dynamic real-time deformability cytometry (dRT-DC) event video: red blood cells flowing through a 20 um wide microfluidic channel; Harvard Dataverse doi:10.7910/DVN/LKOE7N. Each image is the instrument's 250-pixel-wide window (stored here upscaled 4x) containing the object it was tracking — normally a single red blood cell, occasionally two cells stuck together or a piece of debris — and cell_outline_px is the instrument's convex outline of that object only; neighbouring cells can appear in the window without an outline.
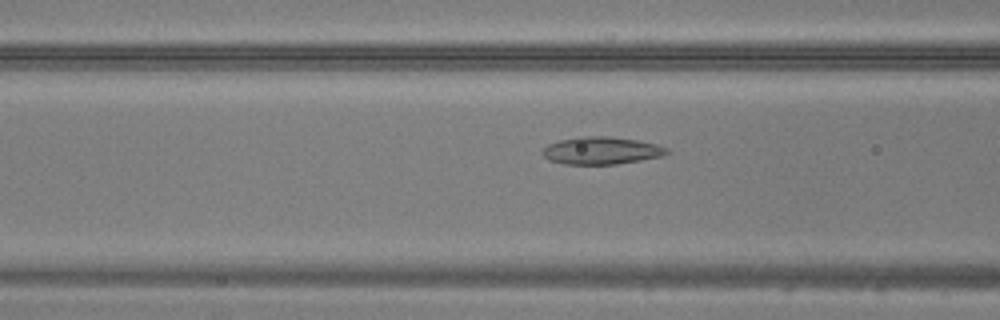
{"species": "common noctule bat (a hibernating species)", "species_latin": "Nyctalus noctula", "temperature_condition": "warm", "stored_images_in_passage": 6, "camera_frame_rate_fps": 3000, "um_per_image_px": 0.085, "animal": {"sex": "male", "body_mass_g": 20.5, "forearm_length_mm": 52.5}, "frame": {"image": 1, "passage_image": 4, "time_ms": 1.0, "image_size_px": [1000, 320], "cell_outline_px": [[672, 152], [664, 156], [616, 164], [564, 164], [548, 160], [540, 152], [548, 144], [560, 140], [580, 136], [608, 136], [636, 140], [656, 144], [668, 148]], "centroid_in_image_um": [51.13, 12.8], "position_along_channel_um": 115.5, "area_um2": 20.0}}